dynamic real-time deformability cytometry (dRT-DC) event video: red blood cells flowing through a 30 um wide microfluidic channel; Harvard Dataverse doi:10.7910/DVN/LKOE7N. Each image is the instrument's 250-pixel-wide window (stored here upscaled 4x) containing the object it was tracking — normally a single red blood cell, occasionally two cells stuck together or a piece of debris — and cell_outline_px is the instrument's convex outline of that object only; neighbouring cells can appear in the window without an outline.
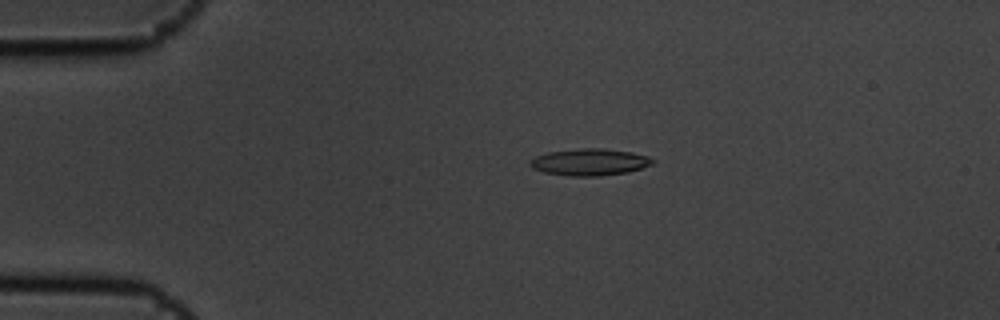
{"species": "common noctule bat (a hibernating species)", "species_latin": "Nyctalus noctula", "temperature_condition": "cold", "stored_images_in_passage": 6, "camera_frame_rate_fps": 3000, "um_per_image_px": 0.085, "animal": {"sex": "male", "body_mass_g": 19.5, "forearm_length_mm": 54.6}, "frame": {"image": 1, "passage_image": 4, "time_ms": 1.0, "image_size_px": [1000, 320], "cell_outline_px": [[656, 164], [628, 172], [600, 176], [568, 176], [544, 172], [532, 168], [528, 164], [528, 160], [536, 156], [548, 152], [580, 148], [604, 148], [632, 152], [648, 156], [656, 160]], "centroid_in_image_um": [50.15, 13.77], "position_along_channel_um": 34.9, "area_um2": 19.48}}
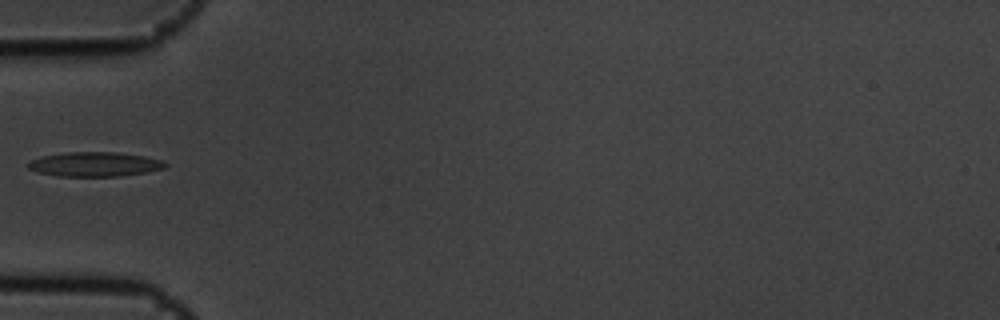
{"frame": {"image": 2, "passage_image": 6, "time_ms": 1.667, "image_size_px": [1000, 320], "cell_outline_px": [[168, 164], [164, 168], [148, 172], [116, 176], [56, 176], [40, 172], [28, 168], [28, 160], [40, 156], [68, 152], [116, 152], [144, 156], [160, 160]], "centroid_in_image_um": [8.02, 13.95], "position_along_channel_um": 77.0, "area_um2": 19.48}}